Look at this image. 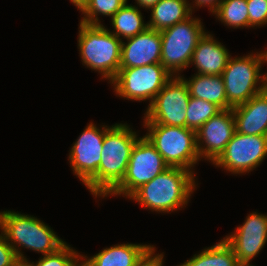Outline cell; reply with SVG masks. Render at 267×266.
Wrapping results in <instances>:
<instances>
[{"label":"cell","mask_w":267,"mask_h":266,"mask_svg":"<svg viewBox=\"0 0 267 266\" xmlns=\"http://www.w3.org/2000/svg\"><path fill=\"white\" fill-rule=\"evenodd\" d=\"M190 92L182 76H173L148 105L144 124L186 127Z\"/></svg>","instance_id":"30bf717a"},{"label":"cell","mask_w":267,"mask_h":266,"mask_svg":"<svg viewBox=\"0 0 267 266\" xmlns=\"http://www.w3.org/2000/svg\"><path fill=\"white\" fill-rule=\"evenodd\" d=\"M237 266H253L250 263H241L239 262Z\"/></svg>","instance_id":"836d02e7"},{"label":"cell","mask_w":267,"mask_h":266,"mask_svg":"<svg viewBox=\"0 0 267 266\" xmlns=\"http://www.w3.org/2000/svg\"><path fill=\"white\" fill-rule=\"evenodd\" d=\"M173 75L161 64L119 68L110 82L119 97L128 100H149V105Z\"/></svg>","instance_id":"ba28073f"},{"label":"cell","mask_w":267,"mask_h":266,"mask_svg":"<svg viewBox=\"0 0 267 266\" xmlns=\"http://www.w3.org/2000/svg\"><path fill=\"white\" fill-rule=\"evenodd\" d=\"M169 166L155 147L143 136L136 141L122 181L108 194L130 197Z\"/></svg>","instance_id":"9c48e42d"},{"label":"cell","mask_w":267,"mask_h":266,"mask_svg":"<svg viewBox=\"0 0 267 266\" xmlns=\"http://www.w3.org/2000/svg\"><path fill=\"white\" fill-rule=\"evenodd\" d=\"M122 39L103 25L79 24L78 49L87 68L98 71L110 82L116 77L121 60Z\"/></svg>","instance_id":"277c9868"},{"label":"cell","mask_w":267,"mask_h":266,"mask_svg":"<svg viewBox=\"0 0 267 266\" xmlns=\"http://www.w3.org/2000/svg\"><path fill=\"white\" fill-rule=\"evenodd\" d=\"M238 262L250 263L267 241V215L253 212L234 233L224 238Z\"/></svg>","instance_id":"5bb4252c"},{"label":"cell","mask_w":267,"mask_h":266,"mask_svg":"<svg viewBox=\"0 0 267 266\" xmlns=\"http://www.w3.org/2000/svg\"><path fill=\"white\" fill-rule=\"evenodd\" d=\"M12 266H35L34 262H28L26 258L17 257Z\"/></svg>","instance_id":"1f68e13d"},{"label":"cell","mask_w":267,"mask_h":266,"mask_svg":"<svg viewBox=\"0 0 267 266\" xmlns=\"http://www.w3.org/2000/svg\"><path fill=\"white\" fill-rule=\"evenodd\" d=\"M127 3V0H89L81 10L84 17L81 23L88 25H102L98 15L112 16Z\"/></svg>","instance_id":"d4e9b609"},{"label":"cell","mask_w":267,"mask_h":266,"mask_svg":"<svg viewBox=\"0 0 267 266\" xmlns=\"http://www.w3.org/2000/svg\"><path fill=\"white\" fill-rule=\"evenodd\" d=\"M70 1L81 11L89 0H70Z\"/></svg>","instance_id":"d6a6232c"},{"label":"cell","mask_w":267,"mask_h":266,"mask_svg":"<svg viewBox=\"0 0 267 266\" xmlns=\"http://www.w3.org/2000/svg\"><path fill=\"white\" fill-rule=\"evenodd\" d=\"M154 253H155V248L151 246L135 263L134 266H163L164 255L162 253L160 254H154Z\"/></svg>","instance_id":"f1b7e54d"},{"label":"cell","mask_w":267,"mask_h":266,"mask_svg":"<svg viewBox=\"0 0 267 266\" xmlns=\"http://www.w3.org/2000/svg\"><path fill=\"white\" fill-rule=\"evenodd\" d=\"M221 110L215 103L190 97L186 110V127L197 132L204 123Z\"/></svg>","instance_id":"cb8c5ba5"},{"label":"cell","mask_w":267,"mask_h":266,"mask_svg":"<svg viewBox=\"0 0 267 266\" xmlns=\"http://www.w3.org/2000/svg\"><path fill=\"white\" fill-rule=\"evenodd\" d=\"M191 17L160 31L161 64L172 75L176 73L175 76L189 67L198 41L205 33L201 20Z\"/></svg>","instance_id":"52a82bcc"},{"label":"cell","mask_w":267,"mask_h":266,"mask_svg":"<svg viewBox=\"0 0 267 266\" xmlns=\"http://www.w3.org/2000/svg\"><path fill=\"white\" fill-rule=\"evenodd\" d=\"M104 136V125L99 129L95 124L90 123L70 150L69 161L71 168L84 185L97 174L102 155Z\"/></svg>","instance_id":"7c38bea8"},{"label":"cell","mask_w":267,"mask_h":266,"mask_svg":"<svg viewBox=\"0 0 267 266\" xmlns=\"http://www.w3.org/2000/svg\"><path fill=\"white\" fill-rule=\"evenodd\" d=\"M137 136L127 124L105 126L97 174L85 185L92 195L104 198L122 181Z\"/></svg>","instance_id":"6da1fadb"},{"label":"cell","mask_w":267,"mask_h":266,"mask_svg":"<svg viewBox=\"0 0 267 266\" xmlns=\"http://www.w3.org/2000/svg\"><path fill=\"white\" fill-rule=\"evenodd\" d=\"M194 7L187 0H160L150 10L148 28L161 31L192 16Z\"/></svg>","instance_id":"d6986e66"},{"label":"cell","mask_w":267,"mask_h":266,"mask_svg":"<svg viewBox=\"0 0 267 266\" xmlns=\"http://www.w3.org/2000/svg\"><path fill=\"white\" fill-rule=\"evenodd\" d=\"M195 174L180 167H168L143 184L129 198L156 212L177 211L187 205L195 190Z\"/></svg>","instance_id":"7a4b0ae2"},{"label":"cell","mask_w":267,"mask_h":266,"mask_svg":"<svg viewBox=\"0 0 267 266\" xmlns=\"http://www.w3.org/2000/svg\"><path fill=\"white\" fill-rule=\"evenodd\" d=\"M230 56L225 46L205 32L198 41L190 65H195L197 74L222 75Z\"/></svg>","instance_id":"e0dca14e"},{"label":"cell","mask_w":267,"mask_h":266,"mask_svg":"<svg viewBox=\"0 0 267 266\" xmlns=\"http://www.w3.org/2000/svg\"><path fill=\"white\" fill-rule=\"evenodd\" d=\"M238 263L232 248L222 239L179 266H237Z\"/></svg>","instance_id":"7402d4cb"},{"label":"cell","mask_w":267,"mask_h":266,"mask_svg":"<svg viewBox=\"0 0 267 266\" xmlns=\"http://www.w3.org/2000/svg\"><path fill=\"white\" fill-rule=\"evenodd\" d=\"M264 62L266 58L262 51L235 59L230 56L222 77L227 102L232 108L246 103L265 89L266 75L260 74Z\"/></svg>","instance_id":"8992f818"},{"label":"cell","mask_w":267,"mask_h":266,"mask_svg":"<svg viewBox=\"0 0 267 266\" xmlns=\"http://www.w3.org/2000/svg\"><path fill=\"white\" fill-rule=\"evenodd\" d=\"M235 132L232 108L222 109L211 117L196 132L200 159L205 158V160L208 159L213 163L224 151Z\"/></svg>","instance_id":"4fadbf2b"},{"label":"cell","mask_w":267,"mask_h":266,"mask_svg":"<svg viewBox=\"0 0 267 266\" xmlns=\"http://www.w3.org/2000/svg\"><path fill=\"white\" fill-rule=\"evenodd\" d=\"M17 258L14 249L7 243L4 234H0V266H12Z\"/></svg>","instance_id":"83f0119b"},{"label":"cell","mask_w":267,"mask_h":266,"mask_svg":"<svg viewBox=\"0 0 267 266\" xmlns=\"http://www.w3.org/2000/svg\"><path fill=\"white\" fill-rule=\"evenodd\" d=\"M237 133L267 136V90L232 108Z\"/></svg>","instance_id":"2e32d148"},{"label":"cell","mask_w":267,"mask_h":266,"mask_svg":"<svg viewBox=\"0 0 267 266\" xmlns=\"http://www.w3.org/2000/svg\"><path fill=\"white\" fill-rule=\"evenodd\" d=\"M187 83L190 96L215 103L221 109H231L226 98L225 85L222 75L195 74Z\"/></svg>","instance_id":"ffe728a7"},{"label":"cell","mask_w":267,"mask_h":266,"mask_svg":"<svg viewBox=\"0 0 267 266\" xmlns=\"http://www.w3.org/2000/svg\"><path fill=\"white\" fill-rule=\"evenodd\" d=\"M249 27L267 24V0H247Z\"/></svg>","instance_id":"4316f807"},{"label":"cell","mask_w":267,"mask_h":266,"mask_svg":"<svg viewBox=\"0 0 267 266\" xmlns=\"http://www.w3.org/2000/svg\"><path fill=\"white\" fill-rule=\"evenodd\" d=\"M267 156V136L235 132L224 151L213 162L233 174L249 173Z\"/></svg>","instance_id":"8fae6325"},{"label":"cell","mask_w":267,"mask_h":266,"mask_svg":"<svg viewBox=\"0 0 267 266\" xmlns=\"http://www.w3.org/2000/svg\"><path fill=\"white\" fill-rule=\"evenodd\" d=\"M144 126L149 132L145 137L169 167H180L193 172L191 167L201 160L194 130L163 124H144Z\"/></svg>","instance_id":"5b68a950"},{"label":"cell","mask_w":267,"mask_h":266,"mask_svg":"<svg viewBox=\"0 0 267 266\" xmlns=\"http://www.w3.org/2000/svg\"><path fill=\"white\" fill-rule=\"evenodd\" d=\"M0 229L20 258H26L19 250L21 247L40 252L44 256L56 252L66 243L38 218L9 210L0 212Z\"/></svg>","instance_id":"3957f363"},{"label":"cell","mask_w":267,"mask_h":266,"mask_svg":"<svg viewBox=\"0 0 267 266\" xmlns=\"http://www.w3.org/2000/svg\"><path fill=\"white\" fill-rule=\"evenodd\" d=\"M151 246L132 243L118 244L105 248L90 258L82 255L81 266H134Z\"/></svg>","instance_id":"ac0fdd59"},{"label":"cell","mask_w":267,"mask_h":266,"mask_svg":"<svg viewBox=\"0 0 267 266\" xmlns=\"http://www.w3.org/2000/svg\"><path fill=\"white\" fill-rule=\"evenodd\" d=\"M121 45L120 68L139 67L161 63V33L147 28L136 36L127 38Z\"/></svg>","instance_id":"9a60e30c"},{"label":"cell","mask_w":267,"mask_h":266,"mask_svg":"<svg viewBox=\"0 0 267 266\" xmlns=\"http://www.w3.org/2000/svg\"><path fill=\"white\" fill-rule=\"evenodd\" d=\"M264 53H265V58H266V63H267V50L264 51Z\"/></svg>","instance_id":"d590c367"},{"label":"cell","mask_w":267,"mask_h":266,"mask_svg":"<svg viewBox=\"0 0 267 266\" xmlns=\"http://www.w3.org/2000/svg\"><path fill=\"white\" fill-rule=\"evenodd\" d=\"M213 14L229 27H249L247 0H223Z\"/></svg>","instance_id":"603a6c76"},{"label":"cell","mask_w":267,"mask_h":266,"mask_svg":"<svg viewBox=\"0 0 267 266\" xmlns=\"http://www.w3.org/2000/svg\"><path fill=\"white\" fill-rule=\"evenodd\" d=\"M111 21L114 28L111 33L119 39L136 36L148 28L138 7L127 3L112 16ZM121 36L123 38H120Z\"/></svg>","instance_id":"44dd1931"},{"label":"cell","mask_w":267,"mask_h":266,"mask_svg":"<svg viewBox=\"0 0 267 266\" xmlns=\"http://www.w3.org/2000/svg\"><path fill=\"white\" fill-rule=\"evenodd\" d=\"M160 0H136L137 5L145 9H151L154 5H156Z\"/></svg>","instance_id":"4dcf8cb0"},{"label":"cell","mask_w":267,"mask_h":266,"mask_svg":"<svg viewBox=\"0 0 267 266\" xmlns=\"http://www.w3.org/2000/svg\"><path fill=\"white\" fill-rule=\"evenodd\" d=\"M223 0H194L193 2H195V4H193V5H195V6H197V7H203V6H209L210 7V11L212 12V13H214L217 9H218V7H219V5H220V3L222 2Z\"/></svg>","instance_id":"f546056e"},{"label":"cell","mask_w":267,"mask_h":266,"mask_svg":"<svg viewBox=\"0 0 267 266\" xmlns=\"http://www.w3.org/2000/svg\"><path fill=\"white\" fill-rule=\"evenodd\" d=\"M82 255L65 243L56 252L41 256L35 266H81Z\"/></svg>","instance_id":"484cf974"},{"label":"cell","mask_w":267,"mask_h":266,"mask_svg":"<svg viewBox=\"0 0 267 266\" xmlns=\"http://www.w3.org/2000/svg\"><path fill=\"white\" fill-rule=\"evenodd\" d=\"M265 75H266V78H265V89L267 90V73Z\"/></svg>","instance_id":"e575fe53"}]
</instances>
